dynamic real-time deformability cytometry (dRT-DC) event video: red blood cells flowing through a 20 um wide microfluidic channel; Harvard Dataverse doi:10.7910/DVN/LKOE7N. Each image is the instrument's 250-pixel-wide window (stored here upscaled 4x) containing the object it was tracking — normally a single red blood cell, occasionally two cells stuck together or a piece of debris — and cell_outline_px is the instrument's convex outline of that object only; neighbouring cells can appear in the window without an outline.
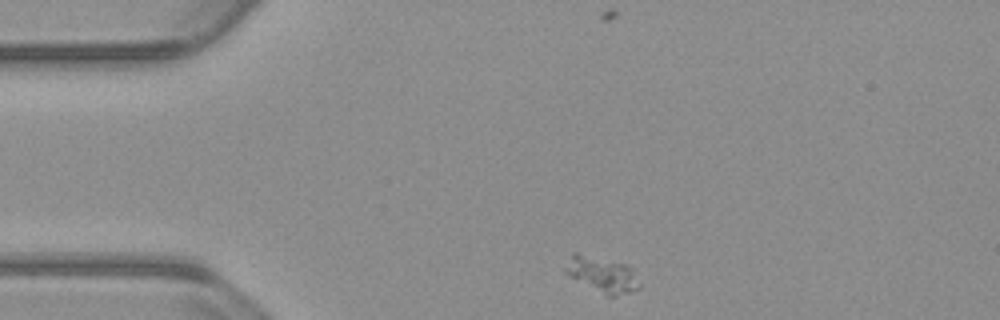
{"species": "common noctule bat (a hibernating species)", "species_latin": "Nyctalus noctula", "temperature_condition": "warm", "stored_images_in_passage": 47, "camera_frame_rate_fps": 3000, "um_per_image_px": 0.085, "animal": {"sex": "male", "body_mass_g": 23.1, "forearm_length_mm": 52.7}, "frame": {"image": 1, "passage_image": 1, "time_ms": 0.0, "image_size_px": [1000, 320], "cell_outline_px": [[640, 288], [616, 296], [608, 296], [564, 272], [564, 268], [572, 252], [580, 252], [624, 264], [628, 268], [640, 284]], "centroid_in_image_um": [51.13, 23.3], "position_along_channel_um": 33.9, "area_um2": 14.8}}
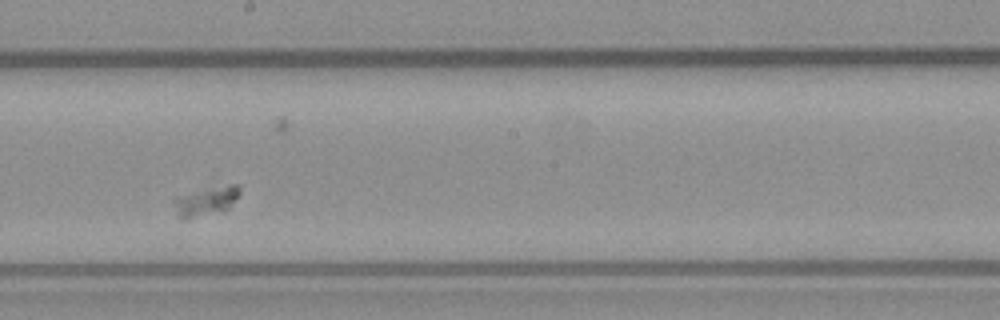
{"frame": {"image": 2, "passage_image": 21, "time_ms": 6.667, "image_size_px": [1000, 320], "cell_outline_px": [[240, 192], [228, 208], [188, 220], [184, 220], [180, 216], [172, 200], [196, 192], [228, 184], [240, 184]], "centroid_in_image_um": [17.56, 17.11], "position_along_channel_um": 230.6, "area_um2": 10.46}}
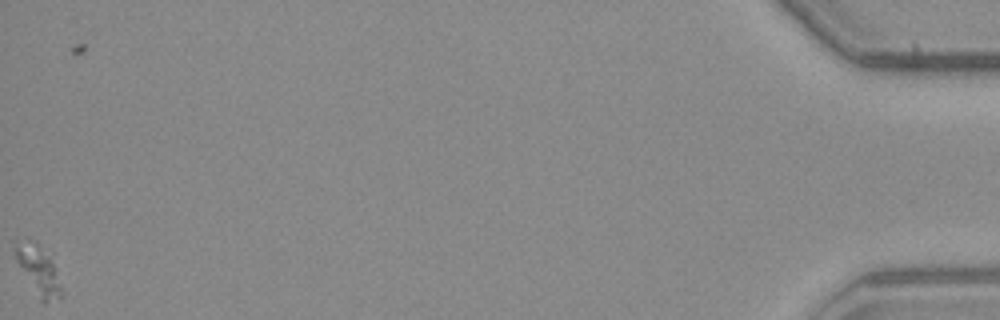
{"frame": {"image": 3, "passage_image": 47, "time_ms": 15.333, "image_size_px": [1000, 320], "cell_outline_px": [[64, 296], [60, 300], [44, 304], [40, 300], [16, 260], [16, 240], [28, 236], [36, 240], [52, 264]], "centroid_in_image_um": [3.26, 22.96], "position_along_channel_um": 431.9, "area_um2": 13.01}}